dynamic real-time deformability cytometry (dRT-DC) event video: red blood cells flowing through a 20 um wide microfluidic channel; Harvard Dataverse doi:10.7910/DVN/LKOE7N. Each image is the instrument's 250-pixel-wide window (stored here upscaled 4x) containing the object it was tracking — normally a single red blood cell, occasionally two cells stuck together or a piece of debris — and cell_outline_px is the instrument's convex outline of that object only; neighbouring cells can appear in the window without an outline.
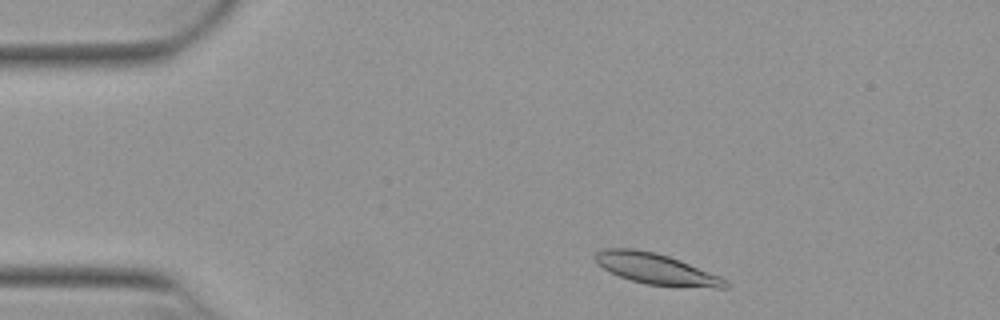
{"species": "Egyptian fruit bat (a non-hibernating species)", "species_latin": "Rousettus aegyptiacus", "temperature_condition": "warm", "stored_images_in_passage": 46, "camera_frame_rate_fps": 3000, "um_per_image_px": 0.085, "animal": {"sex": "female"}, "frame": {"image": 1, "passage_image": 3, "time_ms": 0.667, "image_size_px": [1000, 320], "cell_outline_px": [[732, 284], [728, 288], [716, 288], [648, 284], [632, 280], [620, 276], [596, 264], [592, 256], [596, 252], [604, 248], [632, 248], [656, 252], [680, 260], [720, 276], [728, 280]], "centroid_in_image_um": [55.78, 22.84], "position_along_channel_um": 29.2, "area_um2": 23.41}}
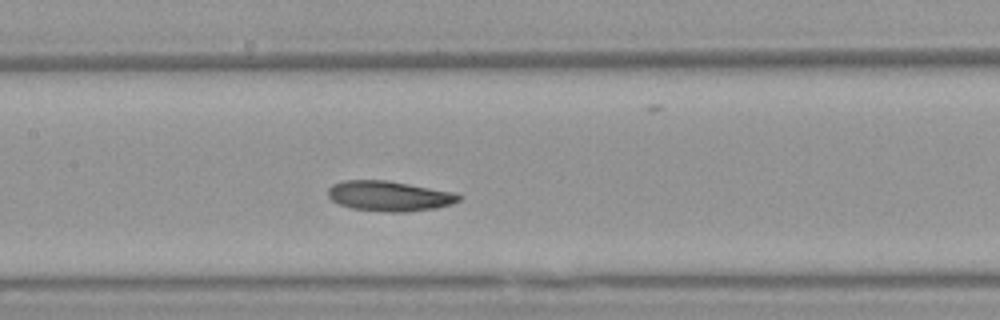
{"frame": {"image": 2, "passage_image": 19, "time_ms": 6.0, "image_size_px": [1000, 320], "cell_outline_px": [[460, 200], [452, 204], [436, 208], [408, 212], [384, 212], [352, 208], [340, 204], [332, 200], [328, 196], [328, 188], [332, 184], [344, 180], [388, 180], [456, 192], [460, 196]], "centroid_in_image_um": [33.1, 16.66], "position_along_channel_um": 174.3, "area_um2": 23.18}}
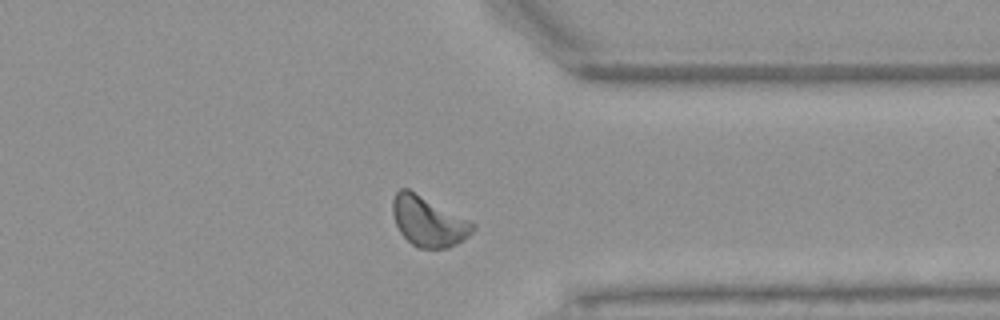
{"frame": {"image": 3, "passage_image": 35, "time_ms": 11.333, "image_size_px": [1000, 320], "cell_outline_px": [[476, 228], [468, 236], [456, 244], [448, 248], [416, 248], [400, 232], [396, 224], [392, 212], [392, 200], [396, 192], [400, 188], [408, 188], [476, 224]], "centroid_in_image_um": [36.39, 18.82], "position_along_channel_um": 375.0, "area_um2": 23.18}, "authors_computed_cell_mechanics": {"area_um2": 22.6576, "velocity_mm_per_s": 3.854, "shape_relaxation_time_tau1_ms": 6.4429, "shape_relaxation_time_tau2_ms": 5.9548, "deformation_change_tau1": 0.1389, "deformation_change_tau2": 0.1234}}